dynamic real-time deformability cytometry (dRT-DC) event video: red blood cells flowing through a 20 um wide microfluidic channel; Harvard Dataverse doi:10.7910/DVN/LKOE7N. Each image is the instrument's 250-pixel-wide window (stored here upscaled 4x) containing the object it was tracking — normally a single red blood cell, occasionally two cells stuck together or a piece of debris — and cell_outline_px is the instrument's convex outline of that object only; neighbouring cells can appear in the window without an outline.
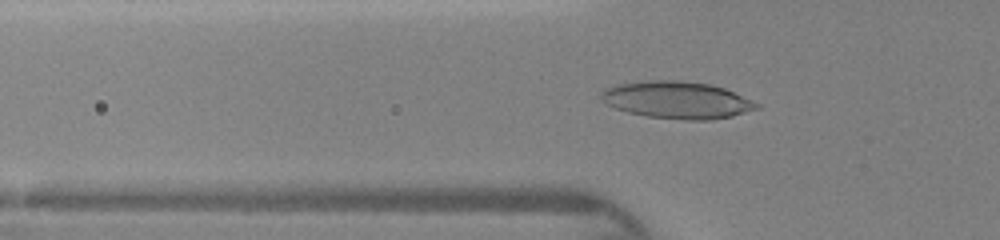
{"species": "human", "species_latin": "Homo sapiens", "temperature_condition": "warm", "stored_images_in_passage": 39, "camera_frame_rate_fps": 3000, "um_per_image_px": 0.085, "donor": {"sex": "female"}, "frame": {"image": 1, "passage_image": 9, "time_ms": 2.667, "image_size_px": [1000, 240], "cell_outline_px": [[760, 108], [732, 116], [712, 120], [684, 120], [648, 116], [628, 112], [616, 108], [600, 100], [600, 92], [604, 88], [620, 84], [644, 80], [680, 80], [712, 84], [724, 88], [752, 100], [760, 104]], "centroid_in_image_um": [57.55, 8.49], "position_along_channel_um": 68.2, "area_um2": 33.81}}
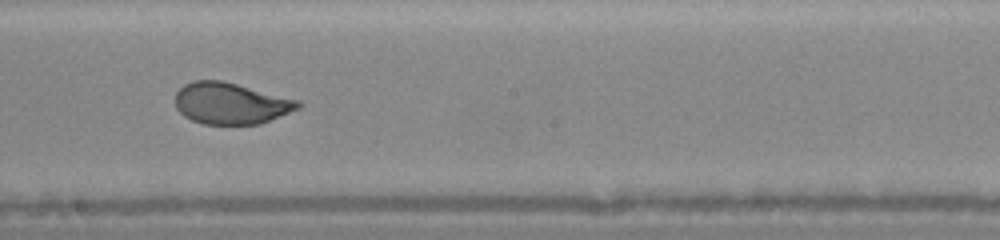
{"frame": {"image": 2, "passage_image": 20, "time_ms": 6.333, "image_size_px": [1000, 240], "cell_outline_px": [[304, 104], [300, 108], [260, 124], [204, 124], [192, 120], [184, 116], [176, 108], [176, 92], [184, 84], [192, 80], [220, 80], [300, 100]], "centroid_in_image_um": [19.63, 8.78], "position_along_channel_um": 228.6, "area_um2": 29.65}}
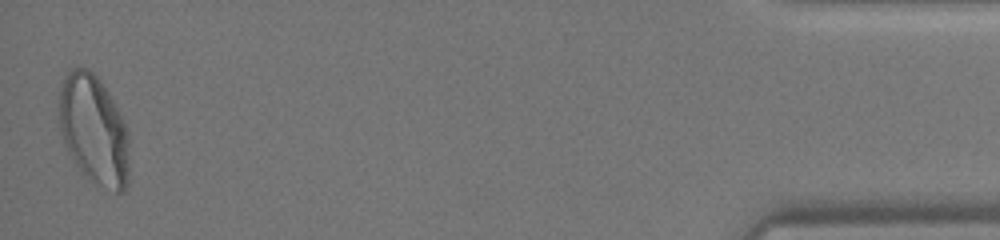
{"frame": {"image": 3, "passage_image": 39, "time_ms": 12.667, "image_size_px": [1000, 240], "cell_outline_px": [[128, 180], [124, 192], [116, 192], [100, 184], [80, 172], [64, 140], [60, 128], [56, 108], [60, 92], [68, 68], [88, 68], [96, 76], [108, 92], [116, 104], [124, 120], [128, 132]], "centroid_in_image_um": [7.97, 10.99], "position_along_channel_um": 427.2, "area_um2": 44.68}}